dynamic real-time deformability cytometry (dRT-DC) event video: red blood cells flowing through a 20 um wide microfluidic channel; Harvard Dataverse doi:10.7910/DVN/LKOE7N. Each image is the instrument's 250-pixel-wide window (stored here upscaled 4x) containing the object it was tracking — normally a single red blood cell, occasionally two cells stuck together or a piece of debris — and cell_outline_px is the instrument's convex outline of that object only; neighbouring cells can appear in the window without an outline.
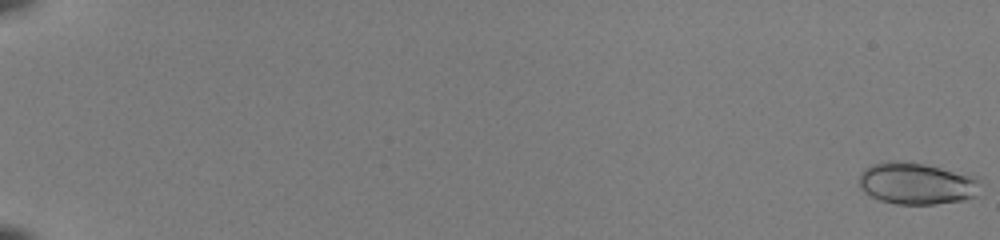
{"species": "common noctule bat (a hibernating species)", "species_latin": "Nyctalus noctula", "temperature_condition": "room temperature", "stored_images_in_passage": 23, "camera_frame_rate_fps": 3000, "um_per_image_px": 0.085, "animal": {"sex": "female", "body_mass_g": 22.0, "forearm_length_mm": 56.7}, "frame": {"image": 1, "passage_image": 1, "time_ms": 0.0, "image_size_px": [1000, 240], "cell_outline_px": [[980, 196], [964, 200], [936, 204], [896, 204], [880, 200], [864, 192], [860, 188], [860, 172], [864, 168], [872, 164], [884, 160], [896, 160], [924, 164], [980, 176]], "centroid_in_image_um": [77.97, 15.59], "position_along_channel_um": 7.0, "area_um2": 30.23}}
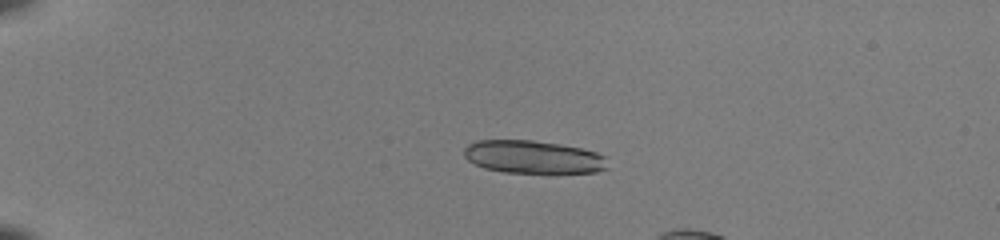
{"frame": {"image": 2, "passage_image": 15, "time_ms": 4.667, "image_size_px": [1000, 240], "cell_outline_px": [[608, 168], [596, 172], [504, 172], [484, 168], [468, 160], [464, 156], [464, 148], [468, 144], [476, 140], [532, 140], [560, 144], [580, 148], [596, 152], [608, 156]], "centroid_in_image_um": [45.34, 13.33], "position_along_channel_um": 39.7, "area_um2": 27.57}}